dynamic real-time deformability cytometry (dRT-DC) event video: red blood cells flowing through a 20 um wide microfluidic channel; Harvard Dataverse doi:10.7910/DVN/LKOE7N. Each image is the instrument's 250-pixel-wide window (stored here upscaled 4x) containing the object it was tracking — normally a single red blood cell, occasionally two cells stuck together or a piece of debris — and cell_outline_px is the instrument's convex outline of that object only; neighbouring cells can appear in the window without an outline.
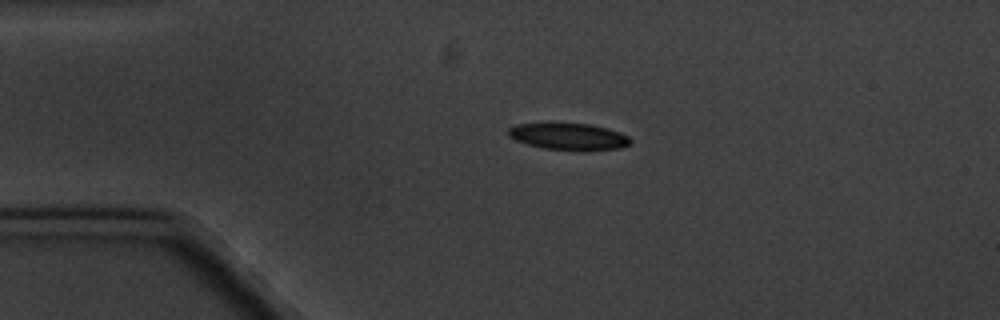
{"species": "common noctule bat (a hibernating species)", "species_latin": "Nyctalus noctula", "temperature_condition": "cold", "stored_images_in_passage": 4, "camera_frame_rate_fps": 3000, "um_per_image_px": 0.085, "animal": {"sex": "male", "body_mass_g": 20.1, "forearm_length_mm": 53.5}, "frame": {"image": 1, "passage_image": 3, "time_ms": 2.333, "image_size_px": [1000, 320], "cell_outline_px": [[632, 140], [628, 144], [620, 148], [584, 152], [544, 148], [528, 144], [516, 140], [508, 136], [508, 128], [516, 124], [588, 124], [608, 128], [620, 132], [628, 136]], "centroid_in_image_um": [48.38, 11.63], "position_along_channel_um": 36.6, "area_um2": 19.07}}